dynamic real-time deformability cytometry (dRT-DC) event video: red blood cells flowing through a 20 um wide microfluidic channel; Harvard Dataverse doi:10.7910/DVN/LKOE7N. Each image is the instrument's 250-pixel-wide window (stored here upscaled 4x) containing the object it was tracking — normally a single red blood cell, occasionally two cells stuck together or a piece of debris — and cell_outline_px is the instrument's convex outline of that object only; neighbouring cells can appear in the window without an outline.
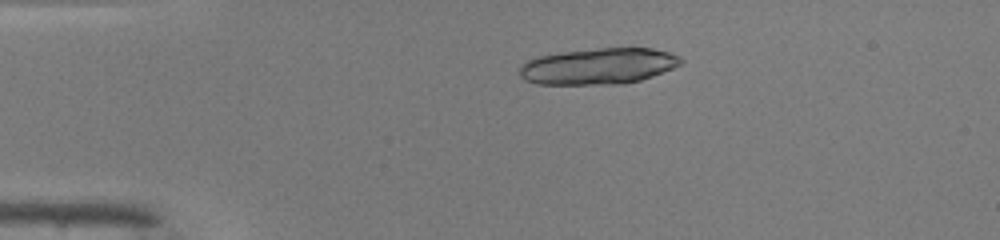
{"species": "common noctule bat (a hibernating species)", "species_latin": "Nyctalus noctula", "temperature_condition": "warm", "stored_images_in_passage": 39, "camera_frame_rate_fps": 3000, "um_per_image_px": 0.085, "animal": {"sex": "male", "body_mass_g": 19.0, "forearm_length_mm": 50.8}, "frame": {"image": 1, "passage_image": 1, "time_ms": 0.0, "image_size_px": [1000, 240], "cell_outline_px": [[684, 64], [652, 76], [640, 80], [624, 84], [536, 84], [524, 80], [520, 76], [520, 68], [528, 60], [536, 56], [564, 52], [596, 48], [652, 48], [668, 52], [680, 56], [684, 60]], "centroid_in_image_um": [50.9, 5.63], "position_along_channel_um": 34.1, "area_um2": 34.1}}